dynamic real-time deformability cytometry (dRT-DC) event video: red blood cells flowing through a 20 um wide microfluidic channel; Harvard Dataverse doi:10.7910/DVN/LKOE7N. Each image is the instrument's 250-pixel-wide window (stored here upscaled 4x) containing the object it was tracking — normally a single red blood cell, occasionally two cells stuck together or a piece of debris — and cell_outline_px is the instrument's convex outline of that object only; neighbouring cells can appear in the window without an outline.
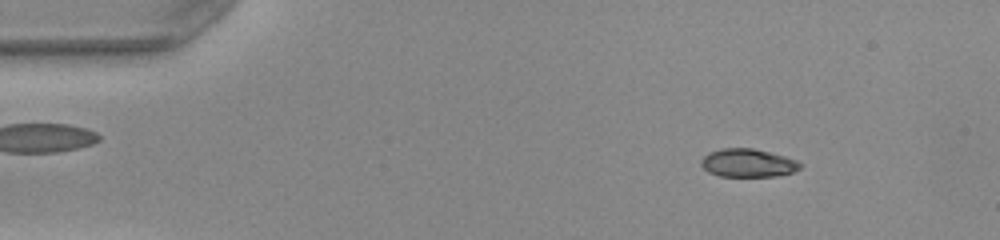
{"species": "common noctule bat (a hibernating species)", "species_latin": "Nyctalus noctula", "temperature_condition": "warm", "stored_images_in_passage": 50, "camera_frame_rate_fps": 3000, "um_per_image_px": 0.085, "animal": {"sex": "female", "body_mass_g": 22.0, "forearm_length_mm": 56.7}, "frame": {"image": 1, "passage_image": 6, "time_ms": 1.667, "image_size_px": [1000, 240], "cell_outline_px": [[804, 164], [800, 168], [792, 172], [776, 176], [720, 176], [708, 172], [700, 164], [700, 160], [708, 152], [720, 148], [752, 148], [784, 156], [796, 160]], "centroid_in_image_um": [63.55, 13.85], "position_along_channel_um": 21.5, "area_um2": 16.3}}
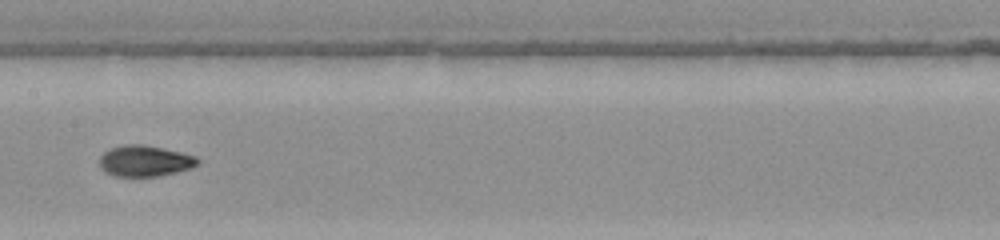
{"frame": {"image": 2, "passage_image": 25, "time_ms": 8.0, "image_size_px": [1000, 240], "cell_outline_px": [[200, 164], [192, 168], [176, 172], [156, 176], [112, 176], [104, 172], [100, 168], [100, 156], [108, 148], [124, 144], [144, 144], [180, 152], [196, 156], [200, 160]], "centroid_in_image_um": [12.3, 13.67], "position_along_channel_um": 195.1, "area_um2": 17.98}}
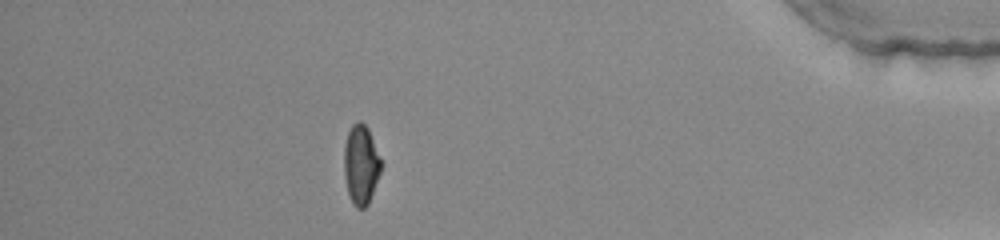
{"frame": {"image": 3, "passage_image": 44, "time_ms": 14.333, "image_size_px": [1000, 240], "cell_outline_px": [[380, 172], [368, 204], [364, 208], [356, 208], [352, 204], [348, 192], [344, 176], [344, 144], [348, 132], [352, 124], [356, 120], [360, 120], [368, 128], [380, 156]], "centroid_in_image_um": [30.66, 13.97], "position_along_channel_um": 404.5, "area_um2": 17.11}, "authors_computed_cell_mechanics": {"area_um2": 17.2533, "velocity_mm_per_s": 4.0582, "shape_relaxation_time_tau1_ms": 5.5123, "shape_relaxation_time_tau2_ms": 1.3483, "deformation_change_tau1": 0.2462, "deformation_change_tau2": 0.0497}}